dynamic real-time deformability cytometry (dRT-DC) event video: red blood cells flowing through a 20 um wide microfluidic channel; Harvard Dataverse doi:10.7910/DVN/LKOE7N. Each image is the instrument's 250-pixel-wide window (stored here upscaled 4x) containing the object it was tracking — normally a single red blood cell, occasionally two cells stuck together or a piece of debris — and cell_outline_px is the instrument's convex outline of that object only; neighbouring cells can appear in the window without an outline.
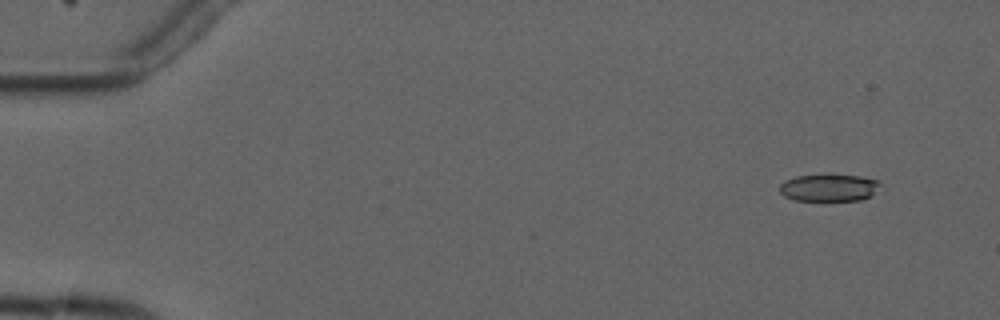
{"species": "common noctule bat (a hibernating species)", "species_latin": "Nyctalus noctula", "temperature_condition": "cold", "stored_images_in_passage": 5, "camera_frame_rate_fps": 3000, "um_per_image_px": 0.085, "animal": {"sex": "male", "forearm_length_mm": 52.5}, "frame": {"image": 1, "passage_image": 1, "time_ms": 0.0, "image_size_px": [1000, 320], "cell_outline_px": [[880, 184], [868, 196], [860, 200], [792, 200], [784, 196], [780, 192], [780, 184], [784, 180], [796, 176], [860, 176], [880, 180]], "centroid_in_image_um": [70.4, 15.96], "position_along_channel_um": 14.6, "area_um2": 15.43}}